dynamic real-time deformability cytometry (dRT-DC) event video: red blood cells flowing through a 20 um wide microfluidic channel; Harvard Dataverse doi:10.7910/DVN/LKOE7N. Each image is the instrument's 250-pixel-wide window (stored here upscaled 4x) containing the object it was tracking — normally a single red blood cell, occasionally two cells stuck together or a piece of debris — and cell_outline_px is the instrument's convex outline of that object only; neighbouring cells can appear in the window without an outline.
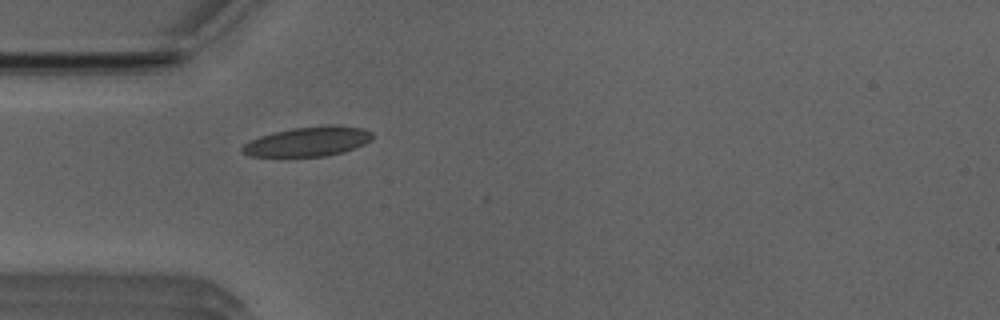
{"species": "Egyptian fruit bat (a non-hibernating species)", "species_latin": "Rousettus aegyptiacus", "temperature_condition": "room temperature", "stored_images_in_passage": 32, "camera_frame_rate_fps": 3000, "um_per_image_px": 0.085, "animal": {"sex": "male"}, "frame": {"image": 1, "passage_image": 1, "time_ms": 0.0, "image_size_px": [1000, 320], "cell_outline_px": [[372, 140], [364, 144], [344, 152], [328, 156], [248, 156], [240, 148], [248, 140], [272, 132], [292, 128], [332, 124], [364, 128], [372, 132]], "centroid_in_image_um": [26.19, 12.02], "position_along_channel_um": 58.8, "area_um2": 22.6}}
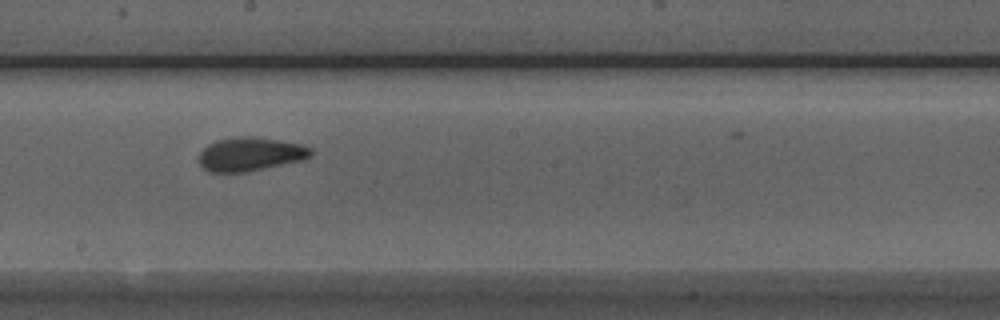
{"frame": {"image": 2, "passage_image": 14, "time_ms": 4.333, "image_size_px": [1000, 320], "cell_outline_px": [[312, 156], [304, 160], [248, 172], [208, 172], [200, 164], [196, 156], [208, 144], [216, 140], [236, 136], [252, 136], [280, 140], [304, 144], [312, 148]], "centroid_in_image_um": [21.29, 13.1], "position_along_channel_um": 226.9, "area_um2": 22.48}}
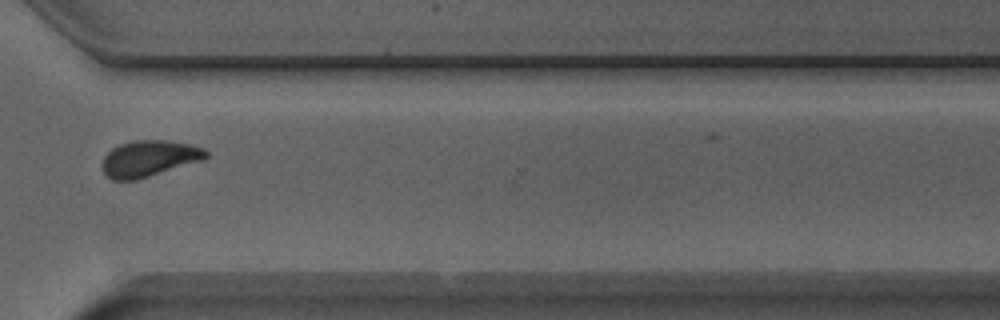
{"frame": {"image": 3, "passage_image": 24, "time_ms": 7.667, "image_size_px": [1000, 320], "cell_outline_px": [[208, 156], [204, 160], [136, 180], [112, 180], [104, 172], [104, 156], [112, 148], [120, 144], [136, 140], [164, 140], [192, 144], [204, 148], [208, 152]], "centroid_in_image_um": [12.72, 13.46], "position_along_channel_um": 357.9, "area_um2": 21.79}, "authors_computed_cell_mechanics": {"area_um2": 21.4149, "velocity_mm_per_s": 3.9229, "shape_relaxation_time_tau1_ms": 7.8179, "shape_relaxation_time_tau2_ms": 1.0842, "deformation_change_tau1": 0.1576, "deformation_change_tau2": 0.0664}}